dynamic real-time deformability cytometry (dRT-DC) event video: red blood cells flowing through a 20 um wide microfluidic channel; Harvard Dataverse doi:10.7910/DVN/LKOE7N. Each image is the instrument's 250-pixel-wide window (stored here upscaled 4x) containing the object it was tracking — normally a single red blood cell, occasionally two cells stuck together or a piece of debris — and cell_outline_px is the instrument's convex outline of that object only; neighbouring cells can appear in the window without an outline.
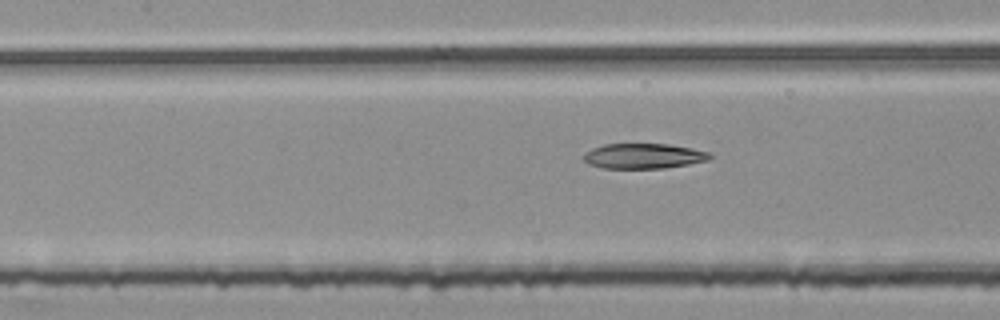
{"species": "common noctule bat (a hibernating species)", "species_latin": "Nyctalus noctula", "temperature_condition": "room temperature", "stored_images_in_passage": 8, "camera_frame_rate_fps": 3000, "um_per_image_px": 0.085, "animal": {"sex": "female", "body_mass_g": 25.1}, "frame": {"image": 1, "passage_image": 8, "time_ms": 2.333, "image_size_px": [1000, 320], "cell_outline_px": [[712, 156], [708, 160], [688, 164], [664, 168], [604, 168], [588, 164], [580, 156], [584, 152], [592, 148], [604, 144], [668, 144], [692, 148], [708, 152]], "centroid_in_image_um": [54.65, 13.26], "position_along_channel_um": 152.8, "area_um2": 18.55}}